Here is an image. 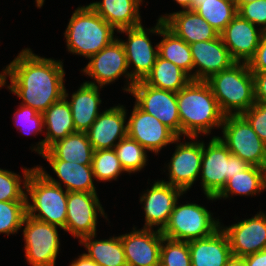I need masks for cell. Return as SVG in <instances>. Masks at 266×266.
Instances as JSON below:
<instances>
[{
  "instance_id": "6da1fadb",
  "label": "cell",
  "mask_w": 266,
  "mask_h": 266,
  "mask_svg": "<svg viewBox=\"0 0 266 266\" xmlns=\"http://www.w3.org/2000/svg\"><path fill=\"white\" fill-rule=\"evenodd\" d=\"M4 70V86L20 99L21 104L43 113L64 96L63 62L40 57L30 48L21 50Z\"/></svg>"
},
{
  "instance_id": "7a4b0ae2",
  "label": "cell",
  "mask_w": 266,
  "mask_h": 266,
  "mask_svg": "<svg viewBox=\"0 0 266 266\" xmlns=\"http://www.w3.org/2000/svg\"><path fill=\"white\" fill-rule=\"evenodd\" d=\"M181 136L210 135L212 128H221L225 115L220 110L206 81L191 80L177 92Z\"/></svg>"
},
{
  "instance_id": "3957f363",
  "label": "cell",
  "mask_w": 266,
  "mask_h": 266,
  "mask_svg": "<svg viewBox=\"0 0 266 266\" xmlns=\"http://www.w3.org/2000/svg\"><path fill=\"white\" fill-rule=\"evenodd\" d=\"M206 82L225 116L242 115L255 104L254 77L246 62H236Z\"/></svg>"
},
{
  "instance_id": "277c9868",
  "label": "cell",
  "mask_w": 266,
  "mask_h": 266,
  "mask_svg": "<svg viewBox=\"0 0 266 266\" xmlns=\"http://www.w3.org/2000/svg\"><path fill=\"white\" fill-rule=\"evenodd\" d=\"M66 27L64 37L68 52L87 59L116 39V30L89 5L77 7Z\"/></svg>"
},
{
  "instance_id": "5b68a950",
  "label": "cell",
  "mask_w": 266,
  "mask_h": 266,
  "mask_svg": "<svg viewBox=\"0 0 266 266\" xmlns=\"http://www.w3.org/2000/svg\"><path fill=\"white\" fill-rule=\"evenodd\" d=\"M25 190L27 215L64 230L68 192L48 180L36 167L27 178Z\"/></svg>"
},
{
  "instance_id": "8992f818",
  "label": "cell",
  "mask_w": 266,
  "mask_h": 266,
  "mask_svg": "<svg viewBox=\"0 0 266 266\" xmlns=\"http://www.w3.org/2000/svg\"><path fill=\"white\" fill-rule=\"evenodd\" d=\"M203 141V156L201 163V187L209 200L224 188L227 180L238 172L246 170L250 165L236 155L230 153L226 145L213 136L208 146Z\"/></svg>"
},
{
  "instance_id": "52a82bcc",
  "label": "cell",
  "mask_w": 266,
  "mask_h": 266,
  "mask_svg": "<svg viewBox=\"0 0 266 266\" xmlns=\"http://www.w3.org/2000/svg\"><path fill=\"white\" fill-rule=\"evenodd\" d=\"M211 213L205 206L196 203L179 205L177 201L161 233L165 238L184 242L209 237L221 228V222Z\"/></svg>"
},
{
  "instance_id": "ba28073f",
  "label": "cell",
  "mask_w": 266,
  "mask_h": 266,
  "mask_svg": "<svg viewBox=\"0 0 266 266\" xmlns=\"http://www.w3.org/2000/svg\"><path fill=\"white\" fill-rule=\"evenodd\" d=\"M222 137L231 154L249 165L266 168V144L242 115H227L221 125Z\"/></svg>"
},
{
  "instance_id": "9c48e42d",
  "label": "cell",
  "mask_w": 266,
  "mask_h": 266,
  "mask_svg": "<svg viewBox=\"0 0 266 266\" xmlns=\"http://www.w3.org/2000/svg\"><path fill=\"white\" fill-rule=\"evenodd\" d=\"M23 226L26 262L31 266H55L61 245L57 227H61L28 215L24 218Z\"/></svg>"
},
{
  "instance_id": "30bf717a",
  "label": "cell",
  "mask_w": 266,
  "mask_h": 266,
  "mask_svg": "<svg viewBox=\"0 0 266 266\" xmlns=\"http://www.w3.org/2000/svg\"><path fill=\"white\" fill-rule=\"evenodd\" d=\"M164 26V21L158 19L156 25L150 29H145L143 25H140L117 31L128 36L127 41L120 40L125 49L128 68L133 67V70L129 72L135 82L145 79L158 57V44L154 48L148 35L159 34Z\"/></svg>"
},
{
  "instance_id": "8fae6325",
  "label": "cell",
  "mask_w": 266,
  "mask_h": 266,
  "mask_svg": "<svg viewBox=\"0 0 266 266\" xmlns=\"http://www.w3.org/2000/svg\"><path fill=\"white\" fill-rule=\"evenodd\" d=\"M82 73L94 79V82L85 81V83L99 86L101 89L103 86L115 82L121 75H124L128 82L127 87L123 89L124 91L130 93L135 83L128 71L124 46L118 38L91 56L88 64L83 68Z\"/></svg>"
},
{
  "instance_id": "7c38bea8",
  "label": "cell",
  "mask_w": 266,
  "mask_h": 266,
  "mask_svg": "<svg viewBox=\"0 0 266 266\" xmlns=\"http://www.w3.org/2000/svg\"><path fill=\"white\" fill-rule=\"evenodd\" d=\"M130 94L135 97V104L141 110L156 117L178 137H181V122L176 92L154 88L142 80L134 83Z\"/></svg>"
},
{
  "instance_id": "4fadbf2b",
  "label": "cell",
  "mask_w": 266,
  "mask_h": 266,
  "mask_svg": "<svg viewBox=\"0 0 266 266\" xmlns=\"http://www.w3.org/2000/svg\"><path fill=\"white\" fill-rule=\"evenodd\" d=\"M97 195V192H68L64 231L79 241L83 237L96 234L98 213L108 220Z\"/></svg>"
},
{
  "instance_id": "5bb4252c",
  "label": "cell",
  "mask_w": 266,
  "mask_h": 266,
  "mask_svg": "<svg viewBox=\"0 0 266 266\" xmlns=\"http://www.w3.org/2000/svg\"><path fill=\"white\" fill-rule=\"evenodd\" d=\"M179 140H181L180 137L175 140L176 149L167 167L169 181L164 182L178 187L186 193L192 188L196 178L200 176L203 141H197V137H189V140H192L190 142H180Z\"/></svg>"
},
{
  "instance_id": "9a60e30c",
  "label": "cell",
  "mask_w": 266,
  "mask_h": 266,
  "mask_svg": "<svg viewBox=\"0 0 266 266\" xmlns=\"http://www.w3.org/2000/svg\"><path fill=\"white\" fill-rule=\"evenodd\" d=\"M127 136L156 155L167 145L175 144L178 138L169 127L141 110L136 104L127 122Z\"/></svg>"
},
{
  "instance_id": "2e32d148",
  "label": "cell",
  "mask_w": 266,
  "mask_h": 266,
  "mask_svg": "<svg viewBox=\"0 0 266 266\" xmlns=\"http://www.w3.org/2000/svg\"><path fill=\"white\" fill-rule=\"evenodd\" d=\"M185 192L164 180L154 181L151 189H147L140 196V203L144 204L145 225L143 228L154 229L162 231L168 220L170 214L175 207L176 202ZM144 202V203H143Z\"/></svg>"
},
{
  "instance_id": "e0dca14e",
  "label": "cell",
  "mask_w": 266,
  "mask_h": 266,
  "mask_svg": "<svg viewBox=\"0 0 266 266\" xmlns=\"http://www.w3.org/2000/svg\"><path fill=\"white\" fill-rule=\"evenodd\" d=\"M231 253L234 256L245 257L266 249V213L259 212L252 218L238 221L231 226H223Z\"/></svg>"
},
{
  "instance_id": "ac0fdd59",
  "label": "cell",
  "mask_w": 266,
  "mask_h": 266,
  "mask_svg": "<svg viewBox=\"0 0 266 266\" xmlns=\"http://www.w3.org/2000/svg\"><path fill=\"white\" fill-rule=\"evenodd\" d=\"M189 46L193 58V80L206 81L236 63L220 35L213 40L198 41Z\"/></svg>"
},
{
  "instance_id": "d6986e66",
  "label": "cell",
  "mask_w": 266,
  "mask_h": 266,
  "mask_svg": "<svg viewBox=\"0 0 266 266\" xmlns=\"http://www.w3.org/2000/svg\"><path fill=\"white\" fill-rule=\"evenodd\" d=\"M120 235L127 266H159L161 231L136 227Z\"/></svg>"
},
{
  "instance_id": "ffe728a7",
  "label": "cell",
  "mask_w": 266,
  "mask_h": 266,
  "mask_svg": "<svg viewBox=\"0 0 266 266\" xmlns=\"http://www.w3.org/2000/svg\"><path fill=\"white\" fill-rule=\"evenodd\" d=\"M123 105L106 108L86 131L94 151L114 149L127 136V116Z\"/></svg>"
},
{
  "instance_id": "44dd1931",
  "label": "cell",
  "mask_w": 266,
  "mask_h": 266,
  "mask_svg": "<svg viewBox=\"0 0 266 266\" xmlns=\"http://www.w3.org/2000/svg\"><path fill=\"white\" fill-rule=\"evenodd\" d=\"M263 31L238 13L219 34L231 57L246 62L255 55Z\"/></svg>"
},
{
  "instance_id": "7402d4cb",
  "label": "cell",
  "mask_w": 266,
  "mask_h": 266,
  "mask_svg": "<svg viewBox=\"0 0 266 266\" xmlns=\"http://www.w3.org/2000/svg\"><path fill=\"white\" fill-rule=\"evenodd\" d=\"M68 97L65 88L64 96L42 113L46 136L37 143V147H32V151L42 155L52 144L76 132Z\"/></svg>"
},
{
  "instance_id": "603a6c76",
  "label": "cell",
  "mask_w": 266,
  "mask_h": 266,
  "mask_svg": "<svg viewBox=\"0 0 266 266\" xmlns=\"http://www.w3.org/2000/svg\"><path fill=\"white\" fill-rule=\"evenodd\" d=\"M158 19L164 21L165 26L187 44L198 41L213 40L219 33L195 10H180L161 15Z\"/></svg>"
},
{
  "instance_id": "cb8c5ba5",
  "label": "cell",
  "mask_w": 266,
  "mask_h": 266,
  "mask_svg": "<svg viewBox=\"0 0 266 266\" xmlns=\"http://www.w3.org/2000/svg\"><path fill=\"white\" fill-rule=\"evenodd\" d=\"M47 161L60 180H56L49 175L42 166L37 165L36 168L52 183L61 187L64 184L63 186L67 192H97L93 182L92 165H81L76 162H65L63 160Z\"/></svg>"
},
{
  "instance_id": "d4e9b609",
  "label": "cell",
  "mask_w": 266,
  "mask_h": 266,
  "mask_svg": "<svg viewBox=\"0 0 266 266\" xmlns=\"http://www.w3.org/2000/svg\"><path fill=\"white\" fill-rule=\"evenodd\" d=\"M188 244L192 266H226L232 256L229 239L221 228L209 237Z\"/></svg>"
},
{
  "instance_id": "484cf974",
  "label": "cell",
  "mask_w": 266,
  "mask_h": 266,
  "mask_svg": "<svg viewBox=\"0 0 266 266\" xmlns=\"http://www.w3.org/2000/svg\"><path fill=\"white\" fill-rule=\"evenodd\" d=\"M143 0H102L89 6L116 31L142 25L139 6Z\"/></svg>"
},
{
  "instance_id": "4316f807",
  "label": "cell",
  "mask_w": 266,
  "mask_h": 266,
  "mask_svg": "<svg viewBox=\"0 0 266 266\" xmlns=\"http://www.w3.org/2000/svg\"><path fill=\"white\" fill-rule=\"evenodd\" d=\"M94 149L86 132L76 131L52 144L41 155L46 160H63L92 165Z\"/></svg>"
},
{
  "instance_id": "83f0119b",
  "label": "cell",
  "mask_w": 266,
  "mask_h": 266,
  "mask_svg": "<svg viewBox=\"0 0 266 266\" xmlns=\"http://www.w3.org/2000/svg\"><path fill=\"white\" fill-rule=\"evenodd\" d=\"M99 86L83 82L68 101L76 131L86 132L99 116L102 103Z\"/></svg>"
},
{
  "instance_id": "f1b7e54d",
  "label": "cell",
  "mask_w": 266,
  "mask_h": 266,
  "mask_svg": "<svg viewBox=\"0 0 266 266\" xmlns=\"http://www.w3.org/2000/svg\"><path fill=\"white\" fill-rule=\"evenodd\" d=\"M266 190V168L250 165L229 178L224 188L214 197L227 199L230 195L254 196Z\"/></svg>"
},
{
  "instance_id": "f546056e",
  "label": "cell",
  "mask_w": 266,
  "mask_h": 266,
  "mask_svg": "<svg viewBox=\"0 0 266 266\" xmlns=\"http://www.w3.org/2000/svg\"><path fill=\"white\" fill-rule=\"evenodd\" d=\"M95 237L96 234H92L79 241L86 248L85 254L89 258L100 266H127L120 236L101 240H96Z\"/></svg>"
},
{
  "instance_id": "4dcf8cb0",
  "label": "cell",
  "mask_w": 266,
  "mask_h": 266,
  "mask_svg": "<svg viewBox=\"0 0 266 266\" xmlns=\"http://www.w3.org/2000/svg\"><path fill=\"white\" fill-rule=\"evenodd\" d=\"M191 80L185 71L158 55L151 72L143 81L154 88L177 93Z\"/></svg>"
},
{
  "instance_id": "1f68e13d",
  "label": "cell",
  "mask_w": 266,
  "mask_h": 266,
  "mask_svg": "<svg viewBox=\"0 0 266 266\" xmlns=\"http://www.w3.org/2000/svg\"><path fill=\"white\" fill-rule=\"evenodd\" d=\"M162 40L158 43V55L185 71L193 80V58L189 44L177 37L164 26L160 33Z\"/></svg>"
},
{
  "instance_id": "d6a6232c",
  "label": "cell",
  "mask_w": 266,
  "mask_h": 266,
  "mask_svg": "<svg viewBox=\"0 0 266 266\" xmlns=\"http://www.w3.org/2000/svg\"><path fill=\"white\" fill-rule=\"evenodd\" d=\"M191 10H195L219 34L237 15L236 3L233 0H192Z\"/></svg>"
},
{
  "instance_id": "836d02e7",
  "label": "cell",
  "mask_w": 266,
  "mask_h": 266,
  "mask_svg": "<svg viewBox=\"0 0 266 266\" xmlns=\"http://www.w3.org/2000/svg\"><path fill=\"white\" fill-rule=\"evenodd\" d=\"M114 150L125 173H136L147 166V150L128 136L121 139Z\"/></svg>"
},
{
  "instance_id": "e575fe53",
  "label": "cell",
  "mask_w": 266,
  "mask_h": 266,
  "mask_svg": "<svg viewBox=\"0 0 266 266\" xmlns=\"http://www.w3.org/2000/svg\"><path fill=\"white\" fill-rule=\"evenodd\" d=\"M92 169L95 180L104 182L116 180L125 172L114 149L94 151Z\"/></svg>"
},
{
  "instance_id": "d590c367",
  "label": "cell",
  "mask_w": 266,
  "mask_h": 266,
  "mask_svg": "<svg viewBox=\"0 0 266 266\" xmlns=\"http://www.w3.org/2000/svg\"><path fill=\"white\" fill-rule=\"evenodd\" d=\"M32 168H23V181L19 174L0 168V202L26 201V182ZM22 182V183H21ZM21 184H23L21 186ZM23 187V189H22Z\"/></svg>"
},
{
  "instance_id": "8d00e7d4",
  "label": "cell",
  "mask_w": 266,
  "mask_h": 266,
  "mask_svg": "<svg viewBox=\"0 0 266 266\" xmlns=\"http://www.w3.org/2000/svg\"><path fill=\"white\" fill-rule=\"evenodd\" d=\"M27 215L26 201L0 202V234H15Z\"/></svg>"
},
{
  "instance_id": "74e56055",
  "label": "cell",
  "mask_w": 266,
  "mask_h": 266,
  "mask_svg": "<svg viewBox=\"0 0 266 266\" xmlns=\"http://www.w3.org/2000/svg\"><path fill=\"white\" fill-rule=\"evenodd\" d=\"M159 266H192L188 242L163 237Z\"/></svg>"
},
{
  "instance_id": "f35d334b",
  "label": "cell",
  "mask_w": 266,
  "mask_h": 266,
  "mask_svg": "<svg viewBox=\"0 0 266 266\" xmlns=\"http://www.w3.org/2000/svg\"><path fill=\"white\" fill-rule=\"evenodd\" d=\"M13 115L16 127L25 135L36 136V133H41L44 129L43 114L29 106L20 104Z\"/></svg>"
},
{
  "instance_id": "ab89813d",
  "label": "cell",
  "mask_w": 266,
  "mask_h": 266,
  "mask_svg": "<svg viewBox=\"0 0 266 266\" xmlns=\"http://www.w3.org/2000/svg\"><path fill=\"white\" fill-rule=\"evenodd\" d=\"M237 13L254 24L256 27L266 32V0H258L251 3L242 4Z\"/></svg>"
},
{
  "instance_id": "60d3db41",
  "label": "cell",
  "mask_w": 266,
  "mask_h": 266,
  "mask_svg": "<svg viewBox=\"0 0 266 266\" xmlns=\"http://www.w3.org/2000/svg\"><path fill=\"white\" fill-rule=\"evenodd\" d=\"M242 116L248 121L255 133L266 144V103L255 102Z\"/></svg>"
},
{
  "instance_id": "b9f144b4",
  "label": "cell",
  "mask_w": 266,
  "mask_h": 266,
  "mask_svg": "<svg viewBox=\"0 0 266 266\" xmlns=\"http://www.w3.org/2000/svg\"><path fill=\"white\" fill-rule=\"evenodd\" d=\"M248 66L251 72L266 73V32H263L255 55L249 60Z\"/></svg>"
},
{
  "instance_id": "7bdbcfd3",
  "label": "cell",
  "mask_w": 266,
  "mask_h": 266,
  "mask_svg": "<svg viewBox=\"0 0 266 266\" xmlns=\"http://www.w3.org/2000/svg\"><path fill=\"white\" fill-rule=\"evenodd\" d=\"M254 77L255 102L266 103V73L252 72Z\"/></svg>"
},
{
  "instance_id": "ee69618b",
  "label": "cell",
  "mask_w": 266,
  "mask_h": 266,
  "mask_svg": "<svg viewBox=\"0 0 266 266\" xmlns=\"http://www.w3.org/2000/svg\"><path fill=\"white\" fill-rule=\"evenodd\" d=\"M247 266H266V249L245 256Z\"/></svg>"
},
{
  "instance_id": "f6af8a7d",
  "label": "cell",
  "mask_w": 266,
  "mask_h": 266,
  "mask_svg": "<svg viewBox=\"0 0 266 266\" xmlns=\"http://www.w3.org/2000/svg\"><path fill=\"white\" fill-rule=\"evenodd\" d=\"M69 266H100L94 260L89 258L85 253L78 256V258L70 263Z\"/></svg>"
},
{
  "instance_id": "bcb514c9",
  "label": "cell",
  "mask_w": 266,
  "mask_h": 266,
  "mask_svg": "<svg viewBox=\"0 0 266 266\" xmlns=\"http://www.w3.org/2000/svg\"><path fill=\"white\" fill-rule=\"evenodd\" d=\"M226 266H247V263H246V260L244 259V257L232 255L228 259Z\"/></svg>"
},
{
  "instance_id": "7dc6e473",
  "label": "cell",
  "mask_w": 266,
  "mask_h": 266,
  "mask_svg": "<svg viewBox=\"0 0 266 266\" xmlns=\"http://www.w3.org/2000/svg\"><path fill=\"white\" fill-rule=\"evenodd\" d=\"M183 10H191L192 0H174Z\"/></svg>"
},
{
  "instance_id": "c3c4849f",
  "label": "cell",
  "mask_w": 266,
  "mask_h": 266,
  "mask_svg": "<svg viewBox=\"0 0 266 266\" xmlns=\"http://www.w3.org/2000/svg\"><path fill=\"white\" fill-rule=\"evenodd\" d=\"M254 1H258V0H236L235 3H236V7L238 9L242 4L251 3Z\"/></svg>"
},
{
  "instance_id": "681fc988",
  "label": "cell",
  "mask_w": 266,
  "mask_h": 266,
  "mask_svg": "<svg viewBox=\"0 0 266 266\" xmlns=\"http://www.w3.org/2000/svg\"><path fill=\"white\" fill-rule=\"evenodd\" d=\"M4 86V70L0 73V88Z\"/></svg>"
},
{
  "instance_id": "f907efd6",
  "label": "cell",
  "mask_w": 266,
  "mask_h": 266,
  "mask_svg": "<svg viewBox=\"0 0 266 266\" xmlns=\"http://www.w3.org/2000/svg\"><path fill=\"white\" fill-rule=\"evenodd\" d=\"M44 1H45V0H35V2H36V6H37L38 8H41V7L43 6V4H44Z\"/></svg>"
}]
</instances>
